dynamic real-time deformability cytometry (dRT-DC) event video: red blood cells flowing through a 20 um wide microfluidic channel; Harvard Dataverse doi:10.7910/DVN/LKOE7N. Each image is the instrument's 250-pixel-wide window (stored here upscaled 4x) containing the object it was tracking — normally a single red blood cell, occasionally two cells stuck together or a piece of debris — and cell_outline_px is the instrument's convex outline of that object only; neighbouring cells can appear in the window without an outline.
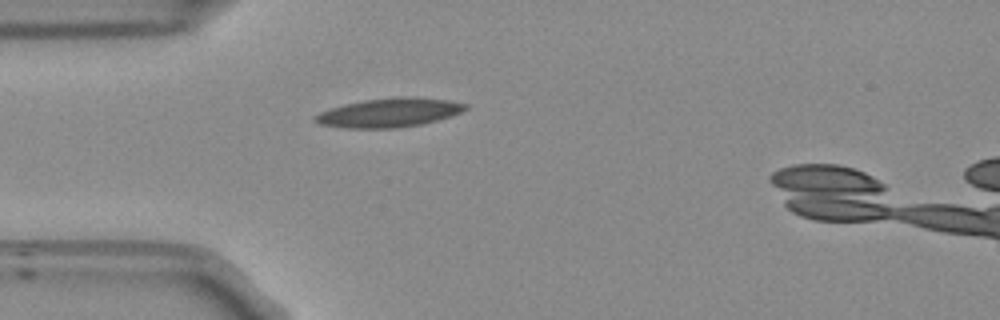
{"species": "Egyptian fruit bat (a non-hibernating species)", "species_latin": "Rousettus aegyptiacus", "temperature_condition": "room temperature", "stored_images_in_passage": 37, "camera_frame_rate_fps": 3000, "um_per_image_px": 0.085, "frame": {"image": 1, "passage_image": 1, "time_ms": 0.0, "image_size_px": [1000, 320], "cell_outline_px": [[468, 108], [452, 116], [420, 124], [396, 128], [344, 128], [320, 124], [312, 120], [312, 116], [320, 112], [344, 104], [364, 100], [396, 96], [416, 96], [448, 100], [468, 104]], "centroid_in_image_um": [33.07, 9.56], "position_along_channel_um": 51.9, "area_um2": 25.55}}
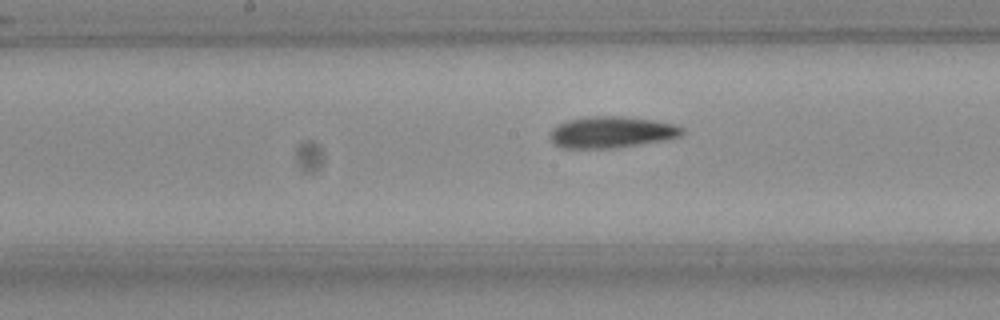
{"frame": {"image": 2, "passage_image": 13, "time_ms": 4.0, "image_size_px": [1000, 320], "cell_outline_px": [[684, 132], [680, 136], [660, 140], [612, 148], [564, 148], [556, 144], [552, 140], [552, 128], [568, 120], [588, 116], [624, 116], [652, 120], [672, 124], [684, 128]], "centroid_in_image_um": [51.98, 11.22], "position_along_channel_um": 196.2, "area_um2": 23.64}}
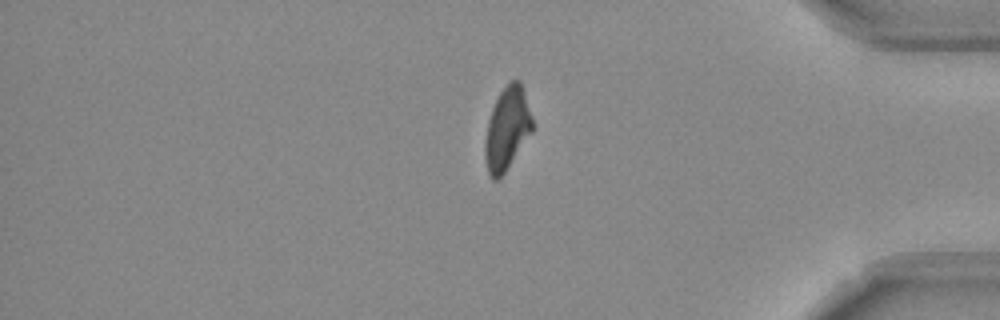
{"frame": {"image": 3, "passage_image": 31, "time_ms": 10.0, "image_size_px": [1000, 320], "cell_outline_px": [[532, 132], [504, 172], [496, 180], [492, 180], [488, 172], [484, 152], [484, 144], [488, 120], [492, 108], [500, 92], [512, 80], [520, 80], [532, 116]], "centroid_in_image_um": [43.09, 10.93], "position_along_channel_um": 392.1, "area_um2": 22.43}, "authors_computed_cell_mechanics": {"area_um2": 23.5246, "velocity_mm_per_s": 3.754, "shape_relaxation_time_tau1_ms": 10.4419, "shape_relaxation_time_tau2_ms": 6.8836, "deformation_change_tau1": 0.2589, "deformation_change_tau2": 0.162}}